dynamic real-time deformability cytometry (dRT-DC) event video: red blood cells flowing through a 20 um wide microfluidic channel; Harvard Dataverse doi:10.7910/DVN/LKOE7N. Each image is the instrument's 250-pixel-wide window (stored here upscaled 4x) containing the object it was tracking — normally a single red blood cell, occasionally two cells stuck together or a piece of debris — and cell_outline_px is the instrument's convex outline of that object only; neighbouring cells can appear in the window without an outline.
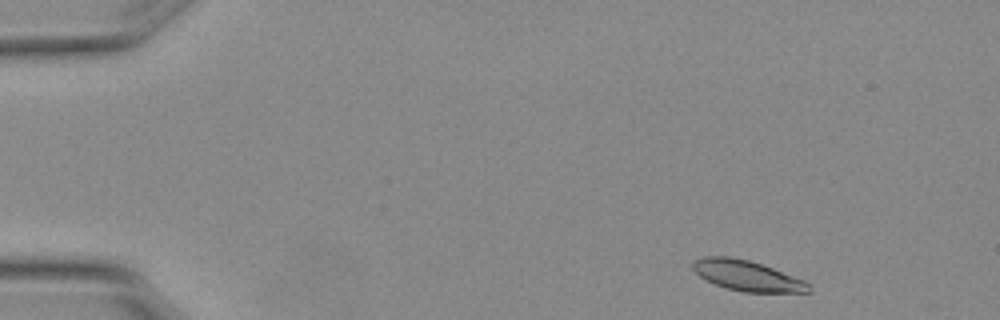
{"species": "Egyptian fruit bat (a non-hibernating species)", "species_latin": "Rousettus aegyptiacus", "temperature_condition": "warm", "stored_images_in_passage": 4, "camera_frame_rate_fps": 3000, "um_per_image_px": 0.085, "animal": {"sex": "female"}, "frame": {"image": 1, "passage_image": 1, "time_ms": 0.0, "image_size_px": [1000, 320], "cell_outline_px": [[812, 292], [744, 292], [724, 288], [700, 276], [692, 268], [692, 264], [696, 260], [704, 256], [732, 256], [748, 260], [772, 268], [804, 280], [812, 284]], "centroid_in_image_um": [63.54, 23.44], "position_along_channel_um": 21.5, "area_um2": 20.46}}
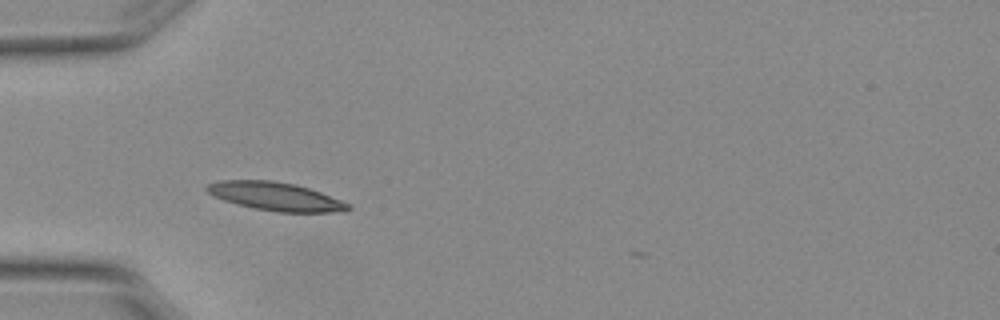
{"frame": {"image": 2, "passage_image": 3, "time_ms": 0.667, "image_size_px": [1000, 320], "cell_outline_px": [[352, 208], [348, 212], [276, 212], [236, 204], [212, 196], [204, 188], [208, 184], [220, 180], [272, 180], [296, 184], [320, 192], [340, 200], [348, 204]], "centroid_in_image_um": [23.42, 16.69], "position_along_channel_um": 61.6, "area_um2": 23.35}}
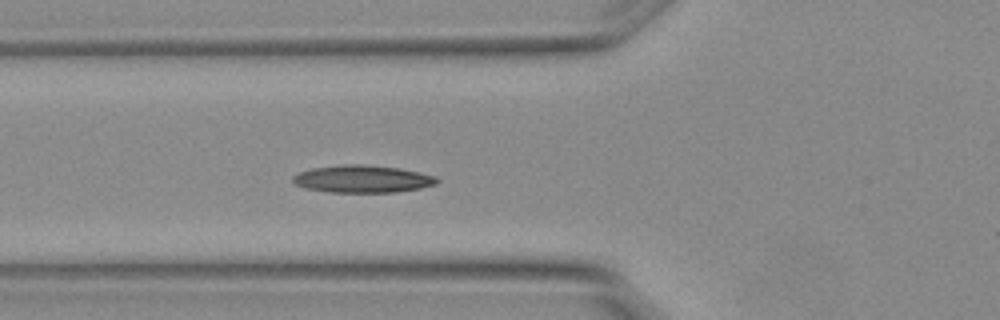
{"frame": {"image": 3, "passage_image": 4, "time_ms": 1.0, "image_size_px": [1000, 320], "cell_outline_px": [[440, 180], [436, 184], [420, 188], [396, 192], [328, 192], [304, 188], [296, 184], [292, 180], [292, 176], [300, 172], [312, 168], [340, 164], [364, 164], [400, 168], [420, 172], [436, 176]], "centroid_in_image_um": [30.82, 15.2], "position_along_channel_um": 95.0, "area_um2": 23.18}}